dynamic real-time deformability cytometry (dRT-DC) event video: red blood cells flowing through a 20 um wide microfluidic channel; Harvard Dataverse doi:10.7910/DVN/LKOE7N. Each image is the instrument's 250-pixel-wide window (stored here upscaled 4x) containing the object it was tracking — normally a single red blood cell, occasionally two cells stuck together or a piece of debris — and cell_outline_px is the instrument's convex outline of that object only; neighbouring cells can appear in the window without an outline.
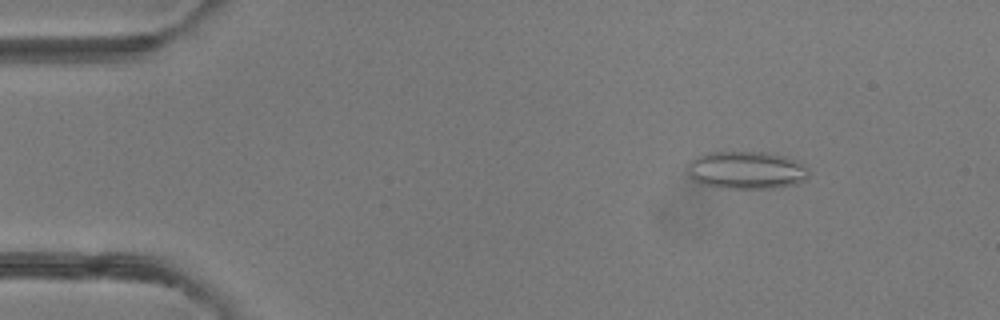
{"species": "common noctule bat (a hibernating species)", "species_latin": "Nyctalus noctula", "temperature_condition": "room temperature", "stored_images_in_passage": 5, "camera_frame_rate_fps": 3000, "um_per_image_px": 0.085, "animal": {"sex": "female"}, "frame": {"image": 1, "passage_image": 2, "time_ms": 1.333, "image_size_px": [1000, 320], "cell_outline_px": [[808, 176], [804, 180], [796, 184], [780, 188], [720, 188], [700, 184], [692, 180], [688, 176], [688, 164], [696, 156], [708, 152], [764, 152], [784, 156], [796, 160], [808, 172]], "centroid_in_image_um": [63.39, 14.48], "position_along_channel_um": 21.6, "area_um2": 26.76}}